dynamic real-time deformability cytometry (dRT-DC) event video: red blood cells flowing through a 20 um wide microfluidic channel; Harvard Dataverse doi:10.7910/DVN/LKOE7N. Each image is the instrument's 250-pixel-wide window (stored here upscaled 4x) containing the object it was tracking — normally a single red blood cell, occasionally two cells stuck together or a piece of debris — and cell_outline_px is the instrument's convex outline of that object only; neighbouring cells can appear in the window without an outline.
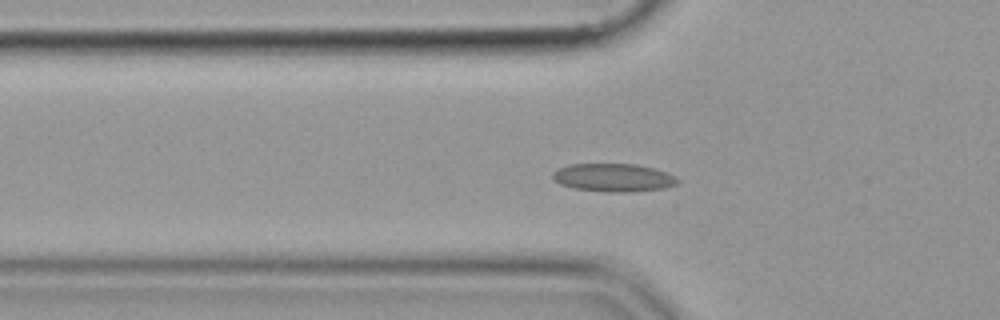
{"species": "common noctule bat (a hibernating species)", "species_latin": "Nyctalus noctula", "temperature_condition": "cold", "stored_images_in_passage": 41, "camera_frame_rate_fps": 3000, "um_per_image_px": 0.085, "animal": {"sex": "female", "body_mass_g": 19.9}, "frame": {"image": 1, "passage_image": 13, "time_ms": 4.0, "image_size_px": [1000, 320], "cell_outline_px": [[680, 180], [676, 184], [664, 188], [632, 192], [608, 192], [572, 188], [560, 184], [552, 176], [552, 172], [568, 164], [636, 164], [652, 168], [676, 176]], "centroid_in_image_um": [52.14, 15.1], "position_along_channel_um": 73.7, "area_um2": 20.4}}
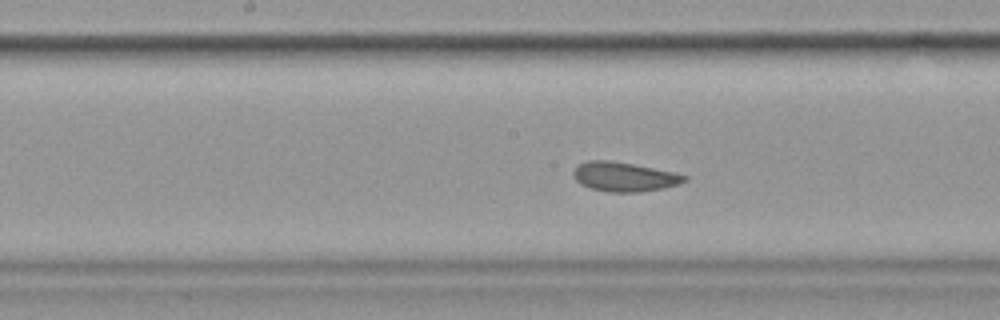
{"frame": {"image": 2, "passage_image": 23, "time_ms": 7.333, "image_size_px": [1000, 320], "cell_outline_px": [[688, 180], [680, 184], [664, 188], [636, 192], [608, 192], [588, 188], [580, 184], [572, 176], [572, 172], [580, 164], [588, 160], [612, 160], [676, 172], [688, 176]], "centroid_in_image_um": [53.07, 15.02], "position_along_channel_um": 195.1, "area_um2": 19.25}}
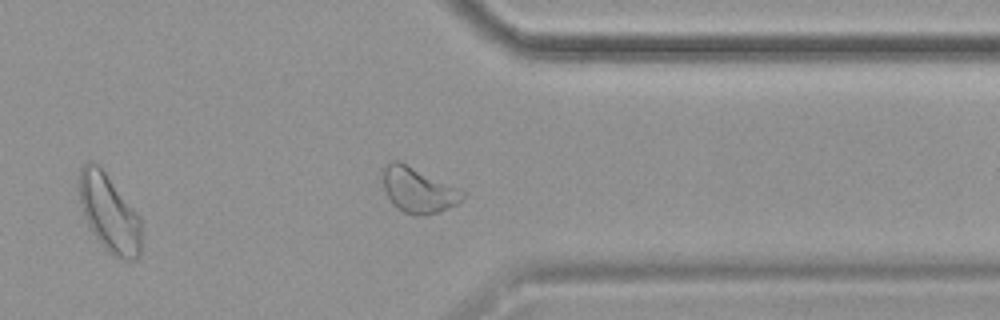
{"frame": {"image": 3, "passage_image": 38, "time_ms": 12.333, "image_size_px": [1000, 320], "cell_outline_px": [[468, 192], [456, 204], [436, 212], [424, 216], [412, 216], [404, 212], [392, 204], [384, 188], [380, 176], [380, 172], [392, 160], [400, 160]], "centroid_in_image_um": [35.52, 16.13], "position_along_channel_um": 375.9, "area_um2": 21.39}}